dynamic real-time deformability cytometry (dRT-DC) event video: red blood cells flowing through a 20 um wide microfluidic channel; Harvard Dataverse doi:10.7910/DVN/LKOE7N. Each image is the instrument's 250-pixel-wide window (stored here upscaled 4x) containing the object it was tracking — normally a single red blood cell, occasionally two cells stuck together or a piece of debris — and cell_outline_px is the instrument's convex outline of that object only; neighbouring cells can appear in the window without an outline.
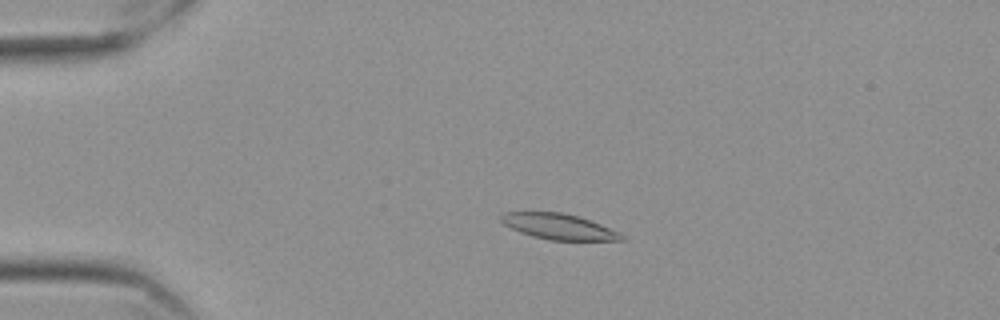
{"species": "Egyptian fruit bat (a non-hibernating species)", "species_latin": "Rousettus aegyptiacus", "temperature_condition": "cold", "stored_images_in_passage": 58, "camera_frame_rate_fps": 3000, "um_per_image_px": 0.085, "frame": {"image": 1, "passage_image": 13, "time_ms": 4.0, "image_size_px": [1000, 320], "cell_outline_px": [[628, 240], [548, 240], [532, 236], [520, 232], [504, 224], [500, 220], [500, 216], [504, 212], [564, 212], [600, 224], [620, 232]], "centroid_in_image_um": [47.5, 19.26], "position_along_channel_um": 37.5, "area_um2": 17.92}}
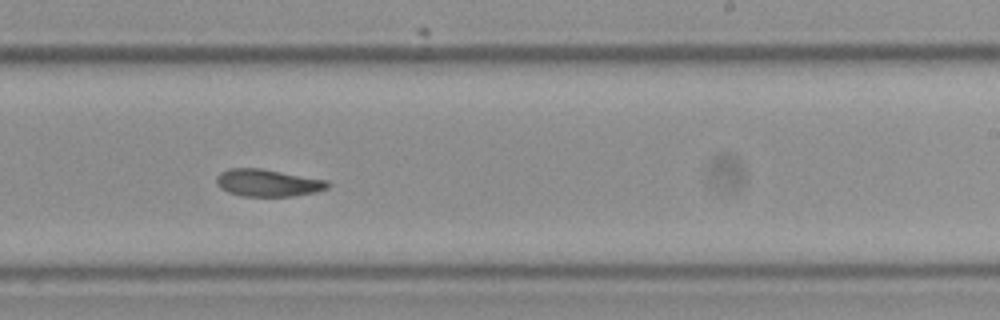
{"frame": {"image": 2, "passage_image": 36, "time_ms": 11.667, "image_size_px": [1000, 320], "cell_outline_px": [[332, 184], [328, 188], [316, 192], [292, 196], [244, 196], [228, 192], [220, 188], [216, 184], [216, 176], [220, 172], [228, 168], [260, 168], [324, 180]], "centroid_in_image_um": [22.72, 15.54], "position_along_channel_um": 266.3, "area_um2": 17.57}}
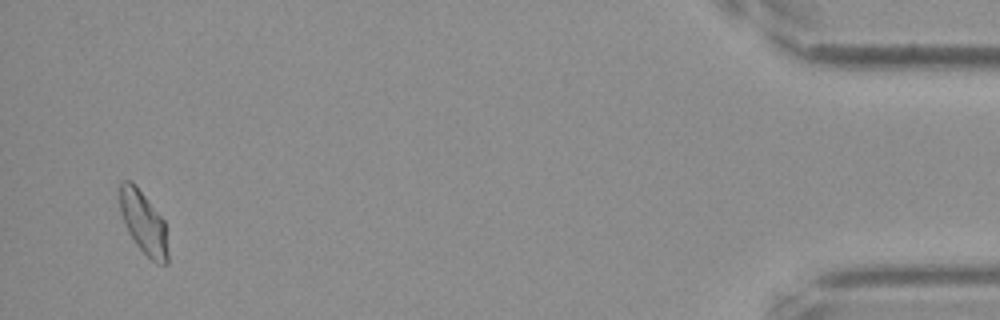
{"frame": {"image": 3, "passage_image": 56, "time_ms": 18.333, "image_size_px": [1000, 320], "cell_outline_px": [[168, 264], [156, 264], [136, 244], [128, 232], [124, 224], [120, 212], [120, 184], [124, 180], [132, 180], [136, 184], [164, 220], [168, 252]], "centroid_in_image_um": [12.2, 18.91], "position_along_channel_um": 423.0, "area_um2": 17.63}, "authors_computed_cell_mechanics": {"area_um2": 17.9469, "velocity_mm_per_s": 3.5062, "shape_relaxation_time_tau1_ms": null, "shape_relaxation_time_tau2_ms": 4.8515, "deformation_change_tau1": null, "deformation_change_tau2": 0.1064}}